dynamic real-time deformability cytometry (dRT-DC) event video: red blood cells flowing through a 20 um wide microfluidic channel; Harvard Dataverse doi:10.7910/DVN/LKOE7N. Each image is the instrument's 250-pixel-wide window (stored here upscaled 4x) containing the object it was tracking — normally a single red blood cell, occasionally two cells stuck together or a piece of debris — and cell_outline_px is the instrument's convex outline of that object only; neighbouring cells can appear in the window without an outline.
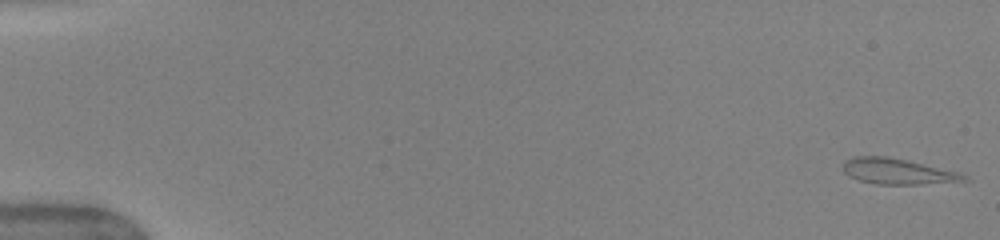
{"species": "human", "species_latin": "Homo sapiens", "temperature_condition": "warm", "stored_images_in_passage": 50, "camera_frame_rate_fps": 3000, "um_per_image_px": 0.085, "donor": {"sex": "female"}, "frame": {"image": 1, "passage_image": 1, "time_ms": 0.0, "image_size_px": [1000, 240], "cell_outline_px": [[972, 180], [920, 184], [876, 184], [860, 180], [848, 176], [844, 172], [844, 160], [852, 156], [888, 156], [908, 160], [960, 172]], "centroid_in_image_um": [76.3, 14.56], "position_along_channel_um": 8.7, "area_um2": 18.21}}
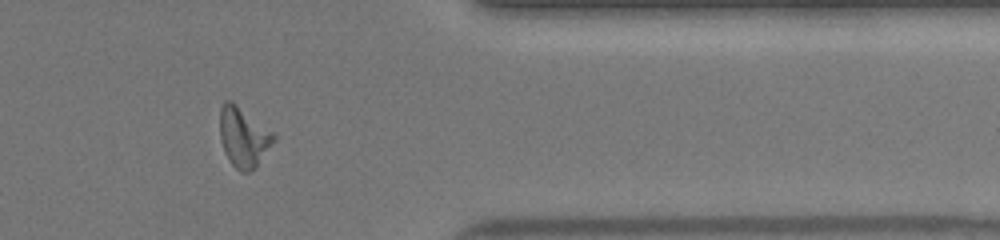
{"frame": {"image": 2, "passage_image": 42, "time_ms": 13.667, "image_size_px": [1000, 240], "cell_outline_px": [[276, 140], [256, 168], [248, 172], [240, 172], [232, 164], [224, 148], [220, 136], [220, 108], [224, 100], [232, 100], [276, 132]], "centroid_in_image_um": [20.75, 11.61], "position_along_channel_um": 390.6, "area_um2": 19.19}}
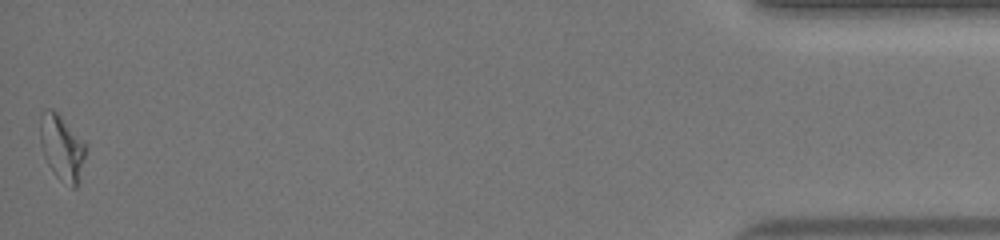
{"frame": {"image": 3, "passage_image": 50, "time_ms": 16.333, "image_size_px": [1000, 240], "cell_outline_px": [[88, 144], [80, 180], [76, 188], [72, 188], [60, 180], [52, 172], [44, 156], [40, 144], [40, 112], [44, 108], [52, 108]], "centroid_in_image_um": [5.27, 12.55], "position_along_channel_um": 429.9, "area_um2": 17.86}}